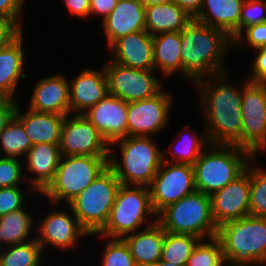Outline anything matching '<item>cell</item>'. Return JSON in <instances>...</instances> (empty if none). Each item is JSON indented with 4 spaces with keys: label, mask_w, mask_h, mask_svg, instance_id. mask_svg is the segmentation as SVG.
<instances>
[{
    "label": "cell",
    "mask_w": 266,
    "mask_h": 266,
    "mask_svg": "<svg viewBox=\"0 0 266 266\" xmlns=\"http://www.w3.org/2000/svg\"><path fill=\"white\" fill-rule=\"evenodd\" d=\"M181 32H166L153 36V61L155 70L166 77L174 72L182 74L180 55Z\"/></svg>",
    "instance_id": "28"
},
{
    "label": "cell",
    "mask_w": 266,
    "mask_h": 266,
    "mask_svg": "<svg viewBox=\"0 0 266 266\" xmlns=\"http://www.w3.org/2000/svg\"><path fill=\"white\" fill-rule=\"evenodd\" d=\"M17 105V99L0 96V132L15 115Z\"/></svg>",
    "instance_id": "43"
},
{
    "label": "cell",
    "mask_w": 266,
    "mask_h": 266,
    "mask_svg": "<svg viewBox=\"0 0 266 266\" xmlns=\"http://www.w3.org/2000/svg\"><path fill=\"white\" fill-rule=\"evenodd\" d=\"M122 239L128 245L136 265L158 263L161 260L165 230L157 221Z\"/></svg>",
    "instance_id": "26"
},
{
    "label": "cell",
    "mask_w": 266,
    "mask_h": 266,
    "mask_svg": "<svg viewBox=\"0 0 266 266\" xmlns=\"http://www.w3.org/2000/svg\"><path fill=\"white\" fill-rule=\"evenodd\" d=\"M197 136L198 135L196 134H191V136L189 135L187 137L183 136L181 139L182 141L179 140L180 143L176 146L175 144H171L168 150L175 162L172 159H168L165 152H163V161L193 165L199 158L200 154L204 151V148L210 145L206 131H204L200 137Z\"/></svg>",
    "instance_id": "33"
},
{
    "label": "cell",
    "mask_w": 266,
    "mask_h": 266,
    "mask_svg": "<svg viewBox=\"0 0 266 266\" xmlns=\"http://www.w3.org/2000/svg\"><path fill=\"white\" fill-rule=\"evenodd\" d=\"M42 254L41 245L34 237L25 243L2 247L0 266H40Z\"/></svg>",
    "instance_id": "31"
},
{
    "label": "cell",
    "mask_w": 266,
    "mask_h": 266,
    "mask_svg": "<svg viewBox=\"0 0 266 266\" xmlns=\"http://www.w3.org/2000/svg\"><path fill=\"white\" fill-rule=\"evenodd\" d=\"M254 157L236 145H209L193 164L196 191L207 195L233 182Z\"/></svg>",
    "instance_id": "5"
},
{
    "label": "cell",
    "mask_w": 266,
    "mask_h": 266,
    "mask_svg": "<svg viewBox=\"0 0 266 266\" xmlns=\"http://www.w3.org/2000/svg\"><path fill=\"white\" fill-rule=\"evenodd\" d=\"M101 266H136L128 245L122 238H108Z\"/></svg>",
    "instance_id": "36"
},
{
    "label": "cell",
    "mask_w": 266,
    "mask_h": 266,
    "mask_svg": "<svg viewBox=\"0 0 266 266\" xmlns=\"http://www.w3.org/2000/svg\"><path fill=\"white\" fill-rule=\"evenodd\" d=\"M69 116H65L62 126L61 156H109L110 145L84 114Z\"/></svg>",
    "instance_id": "13"
},
{
    "label": "cell",
    "mask_w": 266,
    "mask_h": 266,
    "mask_svg": "<svg viewBox=\"0 0 266 266\" xmlns=\"http://www.w3.org/2000/svg\"><path fill=\"white\" fill-rule=\"evenodd\" d=\"M71 213L72 216L70 213L68 214L67 210L66 212L50 211L40 222L37 226L39 235L35 238L41 245L42 251L48 244L66 251L78 245L80 238L89 236L79 224L72 210Z\"/></svg>",
    "instance_id": "16"
},
{
    "label": "cell",
    "mask_w": 266,
    "mask_h": 266,
    "mask_svg": "<svg viewBox=\"0 0 266 266\" xmlns=\"http://www.w3.org/2000/svg\"><path fill=\"white\" fill-rule=\"evenodd\" d=\"M24 199L20 186L0 188V216L24 208Z\"/></svg>",
    "instance_id": "39"
},
{
    "label": "cell",
    "mask_w": 266,
    "mask_h": 266,
    "mask_svg": "<svg viewBox=\"0 0 266 266\" xmlns=\"http://www.w3.org/2000/svg\"><path fill=\"white\" fill-rule=\"evenodd\" d=\"M149 189L153 211L158 215L167 206L196 191L193 165L163 161Z\"/></svg>",
    "instance_id": "12"
},
{
    "label": "cell",
    "mask_w": 266,
    "mask_h": 266,
    "mask_svg": "<svg viewBox=\"0 0 266 266\" xmlns=\"http://www.w3.org/2000/svg\"><path fill=\"white\" fill-rule=\"evenodd\" d=\"M109 156H61L54 180L41 193L52 204L69 203L108 167Z\"/></svg>",
    "instance_id": "9"
},
{
    "label": "cell",
    "mask_w": 266,
    "mask_h": 266,
    "mask_svg": "<svg viewBox=\"0 0 266 266\" xmlns=\"http://www.w3.org/2000/svg\"><path fill=\"white\" fill-rule=\"evenodd\" d=\"M23 30H20L0 49V96L14 97L19 79L26 78L23 73L24 50Z\"/></svg>",
    "instance_id": "23"
},
{
    "label": "cell",
    "mask_w": 266,
    "mask_h": 266,
    "mask_svg": "<svg viewBox=\"0 0 266 266\" xmlns=\"http://www.w3.org/2000/svg\"><path fill=\"white\" fill-rule=\"evenodd\" d=\"M266 22V0H245L241 7L240 34L243 29Z\"/></svg>",
    "instance_id": "37"
},
{
    "label": "cell",
    "mask_w": 266,
    "mask_h": 266,
    "mask_svg": "<svg viewBox=\"0 0 266 266\" xmlns=\"http://www.w3.org/2000/svg\"><path fill=\"white\" fill-rule=\"evenodd\" d=\"M232 46L233 40L225 31L192 18L181 31L182 76L196 83L228 72L222 59Z\"/></svg>",
    "instance_id": "2"
},
{
    "label": "cell",
    "mask_w": 266,
    "mask_h": 266,
    "mask_svg": "<svg viewBox=\"0 0 266 266\" xmlns=\"http://www.w3.org/2000/svg\"><path fill=\"white\" fill-rule=\"evenodd\" d=\"M108 81V93L129 103L156 96L163 90L155 70L134 69L110 60L103 64Z\"/></svg>",
    "instance_id": "11"
},
{
    "label": "cell",
    "mask_w": 266,
    "mask_h": 266,
    "mask_svg": "<svg viewBox=\"0 0 266 266\" xmlns=\"http://www.w3.org/2000/svg\"><path fill=\"white\" fill-rule=\"evenodd\" d=\"M147 215L154 216V222H149ZM156 221L157 215L151 205L149 187L121 184L105 227L94 235L123 238L137 232L145 222L152 225Z\"/></svg>",
    "instance_id": "8"
},
{
    "label": "cell",
    "mask_w": 266,
    "mask_h": 266,
    "mask_svg": "<svg viewBox=\"0 0 266 266\" xmlns=\"http://www.w3.org/2000/svg\"><path fill=\"white\" fill-rule=\"evenodd\" d=\"M136 266H159V262L158 263H150V264L136 265Z\"/></svg>",
    "instance_id": "50"
},
{
    "label": "cell",
    "mask_w": 266,
    "mask_h": 266,
    "mask_svg": "<svg viewBox=\"0 0 266 266\" xmlns=\"http://www.w3.org/2000/svg\"><path fill=\"white\" fill-rule=\"evenodd\" d=\"M249 194L250 162L233 182L210 196L212 216L217 227L229 220H238L250 215Z\"/></svg>",
    "instance_id": "15"
},
{
    "label": "cell",
    "mask_w": 266,
    "mask_h": 266,
    "mask_svg": "<svg viewBox=\"0 0 266 266\" xmlns=\"http://www.w3.org/2000/svg\"><path fill=\"white\" fill-rule=\"evenodd\" d=\"M117 143L122 162H118L110 147L108 167L122 185L149 187L163 162V151L149 136H127L110 145L115 147Z\"/></svg>",
    "instance_id": "4"
},
{
    "label": "cell",
    "mask_w": 266,
    "mask_h": 266,
    "mask_svg": "<svg viewBox=\"0 0 266 266\" xmlns=\"http://www.w3.org/2000/svg\"><path fill=\"white\" fill-rule=\"evenodd\" d=\"M192 20L172 1L145 7V30L152 36L166 32H181Z\"/></svg>",
    "instance_id": "27"
},
{
    "label": "cell",
    "mask_w": 266,
    "mask_h": 266,
    "mask_svg": "<svg viewBox=\"0 0 266 266\" xmlns=\"http://www.w3.org/2000/svg\"><path fill=\"white\" fill-rule=\"evenodd\" d=\"M181 7L192 18H195L201 11L204 0H171Z\"/></svg>",
    "instance_id": "47"
},
{
    "label": "cell",
    "mask_w": 266,
    "mask_h": 266,
    "mask_svg": "<svg viewBox=\"0 0 266 266\" xmlns=\"http://www.w3.org/2000/svg\"><path fill=\"white\" fill-rule=\"evenodd\" d=\"M172 95L162 90L152 98L128 103V136H149L163 130L169 121Z\"/></svg>",
    "instance_id": "14"
},
{
    "label": "cell",
    "mask_w": 266,
    "mask_h": 266,
    "mask_svg": "<svg viewBox=\"0 0 266 266\" xmlns=\"http://www.w3.org/2000/svg\"><path fill=\"white\" fill-rule=\"evenodd\" d=\"M18 32L19 30L10 21L0 18V49Z\"/></svg>",
    "instance_id": "46"
},
{
    "label": "cell",
    "mask_w": 266,
    "mask_h": 266,
    "mask_svg": "<svg viewBox=\"0 0 266 266\" xmlns=\"http://www.w3.org/2000/svg\"><path fill=\"white\" fill-rule=\"evenodd\" d=\"M68 11L77 18H89L90 0H63Z\"/></svg>",
    "instance_id": "45"
},
{
    "label": "cell",
    "mask_w": 266,
    "mask_h": 266,
    "mask_svg": "<svg viewBox=\"0 0 266 266\" xmlns=\"http://www.w3.org/2000/svg\"><path fill=\"white\" fill-rule=\"evenodd\" d=\"M102 27L109 48L120 37L145 30V6L140 0H118Z\"/></svg>",
    "instance_id": "21"
},
{
    "label": "cell",
    "mask_w": 266,
    "mask_h": 266,
    "mask_svg": "<svg viewBox=\"0 0 266 266\" xmlns=\"http://www.w3.org/2000/svg\"><path fill=\"white\" fill-rule=\"evenodd\" d=\"M127 108V102L108 93L83 114L108 144H112L128 136Z\"/></svg>",
    "instance_id": "17"
},
{
    "label": "cell",
    "mask_w": 266,
    "mask_h": 266,
    "mask_svg": "<svg viewBox=\"0 0 266 266\" xmlns=\"http://www.w3.org/2000/svg\"><path fill=\"white\" fill-rule=\"evenodd\" d=\"M201 240L193 235L172 234L165 231L161 261L186 266L188 258Z\"/></svg>",
    "instance_id": "32"
},
{
    "label": "cell",
    "mask_w": 266,
    "mask_h": 266,
    "mask_svg": "<svg viewBox=\"0 0 266 266\" xmlns=\"http://www.w3.org/2000/svg\"><path fill=\"white\" fill-rule=\"evenodd\" d=\"M227 74L223 72L210 76L197 81L195 85L200 94L205 131L210 144L241 148L242 86L239 89L229 84Z\"/></svg>",
    "instance_id": "1"
},
{
    "label": "cell",
    "mask_w": 266,
    "mask_h": 266,
    "mask_svg": "<svg viewBox=\"0 0 266 266\" xmlns=\"http://www.w3.org/2000/svg\"><path fill=\"white\" fill-rule=\"evenodd\" d=\"M0 145L5 152L0 157L16 159L26 156L33 146L31 139L25 133L22 122L15 115L0 132Z\"/></svg>",
    "instance_id": "30"
},
{
    "label": "cell",
    "mask_w": 266,
    "mask_h": 266,
    "mask_svg": "<svg viewBox=\"0 0 266 266\" xmlns=\"http://www.w3.org/2000/svg\"><path fill=\"white\" fill-rule=\"evenodd\" d=\"M255 161H250L249 210L251 216L266 217V171L256 168Z\"/></svg>",
    "instance_id": "34"
},
{
    "label": "cell",
    "mask_w": 266,
    "mask_h": 266,
    "mask_svg": "<svg viewBox=\"0 0 266 266\" xmlns=\"http://www.w3.org/2000/svg\"><path fill=\"white\" fill-rule=\"evenodd\" d=\"M30 97L29 109L36 112L70 115L69 81L59 74L37 81Z\"/></svg>",
    "instance_id": "20"
},
{
    "label": "cell",
    "mask_w": 266,
    "mask_h": 266,
    "mask_svg": "<svg viewBox=\"0 0 266 266\" xmlns=\"http://www.w3.org/2000/svg\"><path fill=\"white\" fill-rule=\"evenodd\" d=\"M16 107L15 116L22 122L32 145L38 143L59 144L65 116L54 113L36 112L28 108L22 113Z\"/></svg>",
    "instance_id": "25"
},
{
    "label": "cell",
    "mask_w": 266,
    "mask_h": 266,
    "mask_svg": "<svg viewBox=\"0 0 266 266\" xmlns=\"http://www.w3.org/2000/svg\"><path fill=\"white\" fill-rule=\"evenodd\" d=\"M244 30L246 36L245 40L243 35H237L233 39V47L236 46L241 48L244 44V41H246L253 49L266 47V22L246 27L243 29V31Z\"/></svg>",
    "instance_id": "40"
},
{
    "label": "cell",
    "mask_w": 266,
    "mask_h": 266,
    "mask_svg": "<svg viewBox=\"0 0 266 266\" xmlns=\"http://www.w3.org/2000/svg\"><path fill=\"white\" fill-rule=\"evenodd\" d=\"M201 240L188 258L186 266H224L226 261L220 241L214 237Z\"/></svg>",
    "instance_id": "35"
},
{
    "label": "cell",
    "mask_w": 266,
    "mask_h": 266,
    "mask_svg": "<svg viewBox=\"0 0 266 266\" xmlns=\"http://www.w3.org/2000/svg\"><path fill=\"white\" fill-rule=\"evenodd\" d=\"M25 157V169L33 175L29 180L32 190L41 194L55 178L61 158L59 144H34Z\"/></svg>",
    "instance_id": "22"
},
{
    "label": "cell",
    "mask_w": 266,
    "mask_h": 266,
    "mask_svg": "<svg viewBox=\"0 0 266 266\" xmlns=\"http://www.w3.org/2000/svg\"><path fill=\"white\" fill-rule=\"evenodd\" d=\"M216 238L228 265H266V217L229 220L218 227Z\"/></svg>",
    "instance_id": "3"
},
{
    "label": "cell",
    "mask_w": 266,
    "mask_h": 266,
    "mask_svg": "<svg viewBox=\"0 0 266 266\" xmlns=\"http://www.w3.org/2000/svg\"><path fill=\"white\" fill-rule=\"evenodd\" d=\"M255 50H258V54L252 62V76L249 77L248 81L266 82V47Z\"/></svg>",
    "instance_id": "42"
},
{
    "label": "cell",
    "mask_w": 266,
    "mask_h": 266,
    "mask_svg": "<svg viewBox=\"0 0 266 266\" xmlns=\"http://www.w3.org/2000/svg\"><path fill=\"white\" fill-rule=\"evenodd\" d=\"M242 86L241 148L256 157L266 149V82L246 80Z\"/></svg>",
    "instance_id": "10"
},
{
    "label": "cell",
    "mask_w": 266,
    "mask_h": 266,
    "mask_svg": "<svg viewBox=\"0 0 266 266\" xmlns=\"http://www.w3.org/2000/svg\"><path fill=\"white\" fill-rule=\"evenodd\" d=\"M157 222L172 234L193 235L202 240L216 237L218 227L212 216L211 197L195 191L164 208Z\"/></svg>",
    "instance_id": "6"
},
{
    "label": "cell",
    "mask_w": 266,
    "mask_h": 266,
    "mask_svg": "<svg viewBox=\"0 0 266 266\" xmlns=\"http://www.w3.org/2000/svg\"><path fill=\"white\" fill-rule=\"evenodd\" d=\"M70 115L83 114L108 94V81L104 67L100 70L84 69L69 81Z\"/></svg>",
    "instance_id": "19"
},
{
    "label": "cell",
    "mask_w": 266,
    "mask_h": 266,
    "mask_svg": "<svg viewBox=\"0 0 266 266\" xmlns=\"http://www.w3.org/2000/svg\"><path fill=\"white\" fill-rule=\"evenodd\" d=\"M33 224V218L25 207L0 216V249L4 244L12 246L27 242Z\"/></svg>",
    "instance_id": "29"
},
{
    "label": "cell",
    "mask_w": 266,
    "mask_h": 266,
    "mask_svg": "<svg viewBox=\"0 0 266 266\" xmlns=\"http://www.w3.org/2000/svg\"><path fill=\"white\" fill-rule=\"evenodd\" d=\"M120 186L114 172L107 167L68 203L79 224L89 235L98 234L105 227Z\"/></svg>",
    "instance_id": "7"
},
{
    "label": "cell",
    "mask_w": 266,
    "mask_h": 266,
    "mask_svg": "<svg viewBox=\"0 0 266 266\" xmlns=\"http://www.w3.org/2000/svg\"><path fill=\"white\" fill-rule=\"evenodd\" d=\"M23 172L19 159L0 157V188L19 186L25 176Z\"/></svg>",
    "instance_id": "38"
},
{
    "label": "cell",
    "mask_w": 266,
    "mask_h": 266,
    "mask_svg": "<svg viewBox=\"0 0 266 266\" xmlns=\"http://www.w3.org/2000/svg\"><path fill=\"white\" fill-rule=\"evenodd\" d=\"M118 0H90L89 16L99 14L103 20L113 11Z\"/></svg>",
    "instance_id": "44"
},
{
    "label": "cell",
    "mask_w": 266,
    "mask_h": 266,
    "mask_svg": "<svg viewBox=\"0 0 266 266\" xmlns=\"http://www.w3.org/2000/svg\"><path fill=\"white\" fill-rule=\"evenodd\" d=\"M23 5L22 0H0V18L10 21L19 31L22 30L20 17Z\"/></svg>",
    "instance_id": "41"
},
{
    "label": "cell",
    "mask_w": 266,
    "mask_h": 266,
    "mask_svg": "<svg viewBox=\"0 0 266 266\" xmlns=\"http://www.w3.org/2000/svg\"><path fill=\"white\" fill-rule=\"evenodd\" d=\"M244 1L204 0L201 11L194 19L225 31L233 40L240 34L241 7Z\"/></svg>",
    "instance_id": "24"
},
{
    "label": "cell",
    "mask_w": 266,
    "mask_h": 266,
    "mask_svg": "<svg viewBox=\"0 0 266 266\" xmlns=\"http://www.w3.org/2000/svg\"><path fill=\"white\" fill-rule=\"evenodd\" d=\"M140 1L146 7V6L155 5V4L167 3V2H170L171 0H140Z\"/></svg>",
    "instance_id": "48"
},
{
    "label": "cell",
    "mask_w": 266,
    "mask_h": 266,
    "mask_svg": "<svg viewBox=\"0 0 266 266\" xmlns=\"http://www.w3.org/2000/svg\"><path fill=\"white\" fill-rule=\"evenodd\" d=\"M112 61L141 70H155L153 36L146 30L120 37L109 47Z\"/></svg>",
    "instance_id": "18"
},
{
    "label": "cell",
    "mask_w": 266,
    "mask_h": 266,
    "mask_svg": "<svg viewBox=\"0 0 266 266\" xmlns=\"http://www.w3.org/2000/svg\"><path fill=\"white\" fill-rule=\"evenodd\" d=\"M159 266H180L169 262L159 261Z\"/></svg>",
    "instance_id": "49"
}]
</instances>
